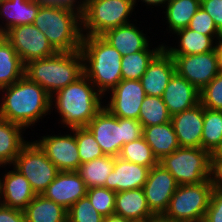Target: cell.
<instances>
[{
  "label": "cell",
  "mask_w": 222,
  "mask_h": 222,
  "mask_svg": "<svg viewBox=\"0 0 222 222\" xmlns=\"http://www.w3.org/2000/svg\"><path fill=\"white\" fill-rule=\"evenodd\" d=\"M146 222H177V221L167 219L163 215H155Z\"/></svg>",
  "instance_id": "f907efd6"
},
{
  "label": "cell",
  "mask_w": 222,
  "mask_h": 222,
  "mask_svg": "<svg viewBox=\"0 0 222 222\" xmlns=\"http://www.w3.org/2000/svg\"><path fill=\"white\" fill-rule=\"evenodd\" d=\"M140 31L133 23H127L117 28L107 30L101 36L114 48H116L122 56L137 53L139 51H161L163 44L153 48L149 47V40L146 34Z\"/></svg>",
  "instance_id": "ac0fdd59"
},
{
  "label": "cell",
  "mask_w": 222,
  "mask_h": 222,
  "mask_svg": "<svg viewBox=\"0 0 222 222\" xmlns=\"http://www.w3.org/2000/svg\"><path fill=\"white\" fill-rule=\"evenodd\" d=\"M13 165L36 194H42L60 172L35 141H28L22 147Z\"/></svg>",
  "instance_id": "30bf717a"
},
{
  "label": "cell",
  "mask_w": 222,
  "mask_h": 222,
  "mask_svg": "<svg viewBox=\"0 0 222 222\" xmlns=\"http://www.w3.org/2000/svg\"><path fill=\"white\" fill-rule=\"evenodd\" d=\"M201 7V0H169L165 5L169 30L175 33L187 28L192 17Z\"/></svg>",
  "instance_id": "f546056e"
},
{
  "label": "cell",
  "mask_w": 222,
  "mask_h": 222,
  "mask_svg": "<svg viewBox=\"0 0 222 222\" xmlns=\"http://www.w3.org/2000/svg\"><path fill=\"white\" fill-rule=\"evenodd\" d=\"M204 107L201 103L171 117L180 147L201 148Z\"/></svg>",
  "instance_id": "e0dca14e"
},
{
  "label": "cell",
  "mask_w": 222,
  "mask_h": 222,
  "mask_svg": "<svg viewBox=\"0 0 222 222\" xmlns=\"http://www.w3.org/2000/svg\"><path fill=\"white\" fill-rule=\"evenodd\" d=\"M86 193L85 182L77 171H60L41 195L68 211Z\"/></svg>",
  "instance_id": "2e32d148"
},
{
  "label": "cell",
  "mask_w": 222,
  "mask_h": 222,
  "mask_svg": "<svg viewBox=\"0 0 222 222\" xmlns=\"http://www.w3.org/2000/svg\"><path fill=\"white\" fill-rule=\"evenodd\" d=\"M0 222H26L23 210L0 204Z\"/></svg>",
  "instance_id": "7bdbcfd3"
},
{
  "label": "cell",
  "mask_w": 222,
  "mask_h": 222,
  "mask_svg": "<svg viewBox=\"0 0 222 222\" xmlns=\"http://www.w3.org/2000/svg\"><path fill=\"white\" fill-rule=\"evenodd\" d=\"M72 133H74L76 137L78 155L81 160V164L104 156V153L98 145V142L95 140L94 135L87 127L72 128Z\"/></svg>",
  "instance_id": "d590c367"
},
{
  "label": "cell",
  "mask_w": 222,
  "mask_h": 222,
  "mask_svg": "<svg viewBox=\"0 0 222 222\" xmlns=\"http://www.w3.org/2000/svg\"><path fill=\"white\" fill-rule=\"evenodd\" d=\"M94 135L104 155L119 156L124 144L143 136L139 120L119 118L103 107L86 126Z\"/></svg>",
  "instance_id": "8992f818"
},
{
  "label": "cell",
  "mask_w": 222,
  "mask_h": 222,
  "mask_svg": "<svg viewBox=\"0 0 222 222\" xmlns=\"http://www.w3.org/2000/svg\"><path fill=\"white\" fill-rule=\"evenodd\" d=\"M160 51H139L122 56V80H140L147 70L149 63Z\"/></svg>",
  "instance_id": "836d02e7"
},
{
  "label": "cell",
  "mask_w": 222,
  "mask_h": 222,
  "mask_svg": "<svg viewBox=\"0 0 222 222\" xmlns=\"http://www.w3.org/2000/svg\"><path fill=\"white\" fill-rule=\"evenodd\" d=\"M103 97L105 96L83 74L75 82L54 93L51 105L55 104L53 108L58 110L64 127H86L103 108Z\"/></svg>",
  "instance_id": "3957f363"
},
{
  "label": "cell",
  "mask_w": 222,
  "mask_h": 222,
  "mask_svg": "<svg viewBox=\"0 0 222 222\" xmlns=\"http://www.w3.org/2000/svg\"><path fill=\"white\" fill-rule=\"evenodd\" d=\"M0 118L22 126H34L51 113V95L37 83L23 76L15 83L0 89Z\"/></svg>",
  "instance_id": "6da1fadb"
},
{
  "label": "cell",
  "mask_w": 222,
  "mask_h": 222,
  "mask_svg": "<svg viewBox=\"0 0 222 222\" xmlns=\"http://www.w3.org/2000/svg\"><path fill=\"white\" fill-rule=\"evenodd\" d=\"M2 179L0 177V204L24 210L36 196L29 181L14 167Z\"/></svg>",
  "instance_id": "44dd1931"
},
{
  "label": "cell",
  "mask_w": 222,
  "mask_h": 222,
  "mask_svg": "<svg viewBox=\"0 0 222 222\" xmlns=\"http://www.w3.org/2000/svg\"><path fill=\"white\" fill-rule=\"evenodd\" d=\"M210 180L214 190H222V160H211Z\"/></svg>",
  "instance_id": "ee69618b"
},
{
  "label": "cell",
  "mask_w": 222,
  "mask_h": 222,
  "mask_svg": "<svg viewBox=\"0 0 222 222\" xmlns=\"http://www.w3.org/2000/svg\"><path fill=\"white\" fill-rule=\"evenodd\" d=\"M215 52L217 54L219 70L222 73V37L215 43Z\"/></svg>",
  "instance_id": "bcb514c9"
},
{
  "label": "cell",
  "mask_w": 222,
  "mask_h": 222,
  "mask_svg": "<svg viewBox=\"0 0 222 222\" xmlns=\"http://www.w3.org/2000/svg\"><path fill=\"white\" fill-rule=\"evenodd\" d=\"M23 211L26 222H67V210L41 194H36Z\"/></svg>",
  "instance_id": "f1b7e54d"
},
{
  "label": "cell",
  "mask_w": 222,
  "mask_h": 222,
  "mask_svg": "<svg viewBox=\"0 0 222 222\" xmlns=\"http://www.w3.org/2000/svg\"><path fill=\"white\" fill-rule=\"evenodd\" d=\"M200 103L209 110H222V73L217 74L200 91Z\"/></svg>",
  "instance_id": "f35d334b"
},
{
  "label": "cell",
  "mask_w": 222,
  "mask_h": 222,
  "mask_svg": "<svg viewBox=\"0 0 222 222\" xmlns=\"http://www.w3.org/2000/svg\"><path fill=\"white\" fill-rule=\"evenodd\" d=\"M115 157L104 155L80 165L77 172L86 188L105 187V181L113 169Z\"/></svg>",
  "instance_id": "4dcf8cb0"
},
{
  "label": "cell",
  "mask_w": 222,
  "mask_h": 222,
  "mask_svg": "<svg viewBox=\"0 0 222 222\" xmlns=\"http://www.w3.org/2000/svg\"><path fill=\"white\" fill-rule=\"evenodd\" d=\"M83 74L104 96L121 80V53L102 36H82ZM106 92V93H105Z\"/></svg>",
  "instance_id": "277c9868"
},
{
  "label": "cell",
  "mask_w": 222,
  "mask_h": 222,
  "mask_svg": "<svg viewBox=\"0 0 222 222\" xmlns=\"http://www.w3.org/2000/svg\"><path fill=\"white\" fill-rule=\"evenodd\" d=\"M179 184L159 163L150 168L143 190L147 204L155 215H163Z\"/></svg>",
  "instance_id": "5bb4252c"
},
{
  "label": "cell",
  "mask_w": 222,
  "mask_h": 222,
  "mask_svg": "<svg viewBox=\"0 0 222 222\" xmlns=\"http://www.w3.org/2000/svg\"><path fill=\"white\" fill-rule=\"evenodd\" d=\"M41 136L35 142L59 171H77L81 165L75 134Z\"/></svg>",
  "instance_id": "9a60e30c"
},
{
  "label": "cell",
  "mask_w": 222,
  "mask_h": 222,
  "mask_svg": "<svg viewBox=\"0 0 222 222\" xmlns=\"http://www.w3.org/2000/svg\"><path fill=\"white\" fill-rule=\"evenodd\" d=\"M82 75L80 50L57 52L51 57L34 59L25 64V76L44 88L51 96Z\"/></svg>",
  "instance_id": "5b68a950"
},
{
  "label": "cell",
  "mask_w": 222,
  "mask_h": 222,
  "mask_svg": "<svg viewBox=\"0 0 222 222\" xmlns=\"http://www.w3.org/2000/svg\"><path fill=\"white\" fill-rule=\"evenodd\" d=\"M105 107L119 118L138 120L141 104L146 97L140 80H121L111 91Z\"/></svg>",
  "instance_id": "4fadbf2b"
},
{
  "label": "cell",
  "mask_w": 222,
  "mask_h": 222,
  "mask_svg": "<svg viewBox=\"0 0 222 222\" xmlns=\"http://www.w3.org/2000/svg\"><path fill=\"white\" fill-rule=\"evenodd\" d=\"M178 36V48L163 46L170 55H194L202 54L215 50L216 41L209 36L198 33L191 29L184 28L175 32Z\"/></svg>",
  "instance_id": "4316f807"
},
{
  "label": "cell",
  "mask_w": 222,
  "mask_h": 222,
  "mask_svg": "<svg viewBox=\"0 0 222 222\" xmlns=\"http://www.w3.org/2000/svg\"><path fill=\"white\" fill-rule=\"evenodd\" d=\"M104 217L93 207L87 196L74 203L67 211V222H103Z\"/></svg>",
  "instance_id": "74e56055"
},
{
  "label": "cell",
  "mask_w": 222,
  "mask_h": 222,
  "mask_svg": "<svg viewBox=\"0 0 222 222\" xmlns=\"http://www.w3.org/2000/svg\"><path fill=\"white\" fill-rule=\"evenodd\" d=\"M159 164L174 176L179 185L210 180L211 154L203 148L179 147L164 156Z\"/></svg>",
  "instance_id": "9c48e42d"
},
{
  "label": "cell",
  "mask_w": 222,
  "mask_h": 222,
  "mask_svg": "<svg viewBox=\"0 0 222 222\" xmlns=\"http://www.w3.org/2000/svg\"><path fill=\"white\" fill-rule=\"evenodd\" d=\"M222 143V110L204 108L201 148L212 154Z\"/></svg>",
  "instance_id": "1f68e13d"
},
{
  "label": "cell",
  "mask_w": 222,
  "mask_h": 222,
  "mask_svg": "<svg viewBox=\"0 0 222 222\" xmlns=\"http://www.w3.org/2000/svg\"><path fill=\"white\" fill-rule=\"evenodd\" d=\"M176 72L199 92L220 73L215 50L194 55H171Z\"/></svg>",
  "instance_id": "7c38bea8"
},
{
  "label": "cell",
  "mask_w": 222,
  "mask_h": 222,
  "mask_svg": "<svg viewBox=\"0 0 222 222\" xmlns=\"http://www.w3.org/2000/svg\"><path fill=\"white\" fill-rule=\"evenodd\" d=\"M42 3L37 0H4L0 3V18L6 20L0 24V35L12 27L33 24ZM4 16V17H3Z\"/></svg>",
  "instance_id": "cb8c5ba5"
},
{
  "label": "cell",
  "mask_w": 222,
  "mask_h": 222,
  "mask_svg": "<svg viewBox=\"0 0 222 222\" xmlns=\"http://www.w3.org/2000/svg\"><path fill=\"white\" fill-rule=\"evenodd\" d=\"M175 72L174 59L163 48L149 63L146 72L140 79L145 94L162 97L167 84Z\"/></svg>",
  "instance_id": "d6986e66"
},
{
  "label": "cell",
  "mask_w": 222,
  "mask_h": 222,
  "mask_svg": "<svg viewBox=\"0 0 222 222\" xmlns=\"http://www.w3.org/2000/svg\"><path fill=\"white\" fill-rule=\"evenodd\" d=\"M118 157L149 168L159 163L153 154L152 148L146 143L143 136L124 144Z\"/></svg>",
  "instance_id": "e575fe53"
},
{
  "label": "cell",
  "mask_w": 222,
  "mask_h": 222,
  "mask_svg": "<svg viewBox=\"0 0 222 222\" xmlns=\"http://www.w3.org/2000/svg\"><path fill=\"white\" fill-rule=\"evenodd\" d=\"M22 131H25L22 126L0 118V167L13 165L20 150L28 142L22 137Z\"/></svg>",
  "instance_id": "484cf974"
},
{
  "label": "cell",
  "mask_w": 222,
  "mask_h": 222,
  "mask_svg": "<svg viewBox=\"0 0 222 222\" xmlns=\"http://www.w3.org/2000/svg\"><path fill=\"white\" fill-rule=\"evenodd\" d=\"M203 222H222V190H213Z\"/></svg>",
  "instance_id": "60d3db41"
},
{
  "label": "cell",
  "mask_w": 222,
  "mask_h": 222,
  "mask_svg": "<svg viewBox=\"0 0 222 222\" xmlns=\"http://www.w3.org/2000/svg\"><path fill=\"white\" fill-rule=\"evenodd\" d=\"M213 190L211 180L179 185L163 216L177 222H203Z\"/></svg>",
  "instance_id": "ba28073f"
},
{
  "label": "cell",
  "mask_w": 222,
  "mask_h": 222,
  "mask_svg": "<svg viewBox=\"0 0 222 222\" xmlns=\"http://www.w3.org/2000/svg\"><path fill=\"white\" fill-rule=\"evenodd\" d=\"M143 137L158 161L180 147L171 121L143 127Z\"/></svg>",
  "instance_id": "d4e9b609"
},
{
  "label": "cell",
  "mask_w": 222,
  "mask_h": 222,
  "mask_svg": "<svg viewBox=\"0 0 222 222\" xmlns=\"http://www.w3.org/2000/svg\"><path fill=\"white\" fill-rule=\"evenodd\" d=\"M103 222H131V221L122 216L112 214L107 217H104Z\"/></svg>",
  "instance_id": "c3c4849f"
},
{
  "label": "cell",
  "mask_w": 222,
  "mask_h": 222,
  "mask_svg": "<svg viewBox=\"0 0 222 222\" xmlns=\"http://www.w3.org/2000/svg\"><path fill=\"white\" fill-rule=\"evenodd\" d=\"M3 36L13 46L24 64L57 53L47 37L33 24L12 27Z\"/></svg>",
  "instance_id": "8fae6325"
},
{
  "label": "cell",
  "mask_w": 222,
  "mask_h": 222,
  "mask_svg": "<svg viewBox=\"0 0 222 222\" xmlns=\"http://www.w3.org/2000/svg\"><path fill=\"white\" fill-rule=\"evenodd\" d=\"M171 117L162 97L146 95L138 118L143 127L168 123Z\"/></svg>",
  "instance_id": "d6a6232c"
},
{
  "label": "cell",
  "mask_w": 222,
  "mask_h": 222,
  "mask_svg": "<svg viewBox=\"0 0 222 222\" xmlns=\"http://www.w3.org/2000/svg\"><path fill=\"white\" fill-rule=\"evenodd\" d=\"M149 167L115 157V163L105 181V188L114 192L143 188L147 181Z\"/></svg>",
  "instance_id": "ffe728a7"
},
{
  "label": "cell",
  "mask_w": 222,
  "mask_h": 222,
  "mask_svg": "<svg viewBox=\"0 0 222 222\" xmlns=\"http://www.w3.org/2000/svg\"><path fill=\"white\" fill-rule=\"evenodd\" d=\"M114 214L131 222H146L155 216L147 204L143 188L116 192Z\"/></svg>",
  "instance_id": "603a6c76"
},
{
  "label": "cell",
  "mask_w": 222,
  "mask_h": 222,
  "mask_svg": "<svg viewBox=\"0 0 222 222\" xmlns=\"http://www.w3.org/2000/svg\"><path fill=\"white\" fill-rule=\"evenodd\" d=\"M25 75V64L9 41L0 35V89Z\"/></svg>",
  "instance_id": "83f0119b"
},
{
  "label": "cell",
  "mask_w": 222,
  "mask_h": 222,
  "mask_svg": "<svg viewBox=\"0 0 222 222\" xmlns=\"http://www.w3.org/2000/svg\"><path fill=\"white\" fill-rule=\"evenodd\" d=\"M36 26L57 52L81 48V6L42 4L34 19Z\"/></svg>",
  "instance_id": "7a4b0ae2"
},
{
  "label": "cell",
  "mask_w": 222,
  "mask_h": 222,
  "mask_svg": "<svg viewBox=\"0 0 222 222\" xmlns=\"http://www.w3.org/2000/svg\"><path fill=\"white\" fill-rule=\"evenodd\" d=\"M188 28L198 33L209 35L215 41L222 37V34L216 28L212 17L201 7L192 17Z\"/></svg>",
  "instance_id": "ab89813d"
},
{
  "label": "cell",
  "mask_w": 222,
  "mask_h": 222,
  "mask_svg": "<svg viewBox=\"0 0 222 222\" xmlns=\"http://www.w3.org/2000/svg\"><path fill=\"white\" fill-rule=\"evenodd\" d=\"M134 8L133 0H83L82 36H101L107 30L130 23Z\"/></svg>",
  "instance_id": "52a82bcc"
},
{
  "label": "cell",
  "mask_w": 222,
  "mask_h": 222,
  "mask_svg": "<svg viewBox=\"0 0 222 222\" xmlns=\"http://www.w3.org/2000/svg\"><path fill=\"white\" fill-rule=\"evenodd\" d=\"M201 8L212 17L216 28L222 34V0H201Z\"/></svg>",
  "instance_id": "b9f144b4"
},
{
  "label": "cell",
  "mask_w": 222,
  "mask_h": 222,
  "mask_svg": "<svg viewBox=\"0 0 222 222\" xmlns=\"http://www.w3.org/2000/svg\"><path fill=\"white\" fill-rule=\"evenodd\" d=\"M37 1H39L42 4H66L69 6H81L83 2V0L79 1L78 0H37Z\"/></svg>",
  "instance_id": "f6af8a7d"
},
{
  "label": "cell",
  "mask_w": 222,
  "mask_h": 222,
  "mask_svg": "<svg viewBox=\"0 0 222 222\" xmlns=\"http://www.w3.org/2000/svg\"><path fill=\"white\" fill-rule=\"evenodd\" d=\"M134 1V6H135V4H136V2H137V0H133ZM142 2H144L145 3V5H147V6H161L162 5V7L163 6H165L166 5V3L169 1V0H141Z\"/></svg>",
  "instance_id": "7dc6e473"
},
{
  "label": "cell",
  "mask_w": 222,
  "mask_h": 222,
  "mask_svg": "<svg viewBox=\"0 0 222 222\" xmlns=\"http://www.w3.org/2000/svg\"><path fill=\"white\" fill-rule=\"evenodd\" d=\"M211 160H222V143L211 154Z\"/></svg>",
  "instance_id": "681fc988"
},
{
  "label": "cell",
  "mask_w": 222,
  "mask_h": 222,
  "mask_svg": "<svg viewBox=\"0 0 222 222\" xmlns=\"http://www.w3.org/2000/svg\"><path fill=\"white\" fill-rule=\"evenodd\" d=\"M171 116L200 103V92L177 72L172 76L162 95Z\"/></svg>",
  "instance_id": "7402d4cb"
},
{
  "label": "cell",
  "mask_w": 222,
  "mask_h": 222,
  "mask_svg": "<svg viewBox=\"0 0 222 222\" xmlns=\"http://www.w3.org/2000/svg\"><path fill=\"white\" fill-rule=\"evenodd\" d=\"M115 195L116 192L105 187H92L86 193L93 207L103 217L114 214Z\"/></svg>",
  "instance_id": "8d00e7d4"
}]
</instances>
